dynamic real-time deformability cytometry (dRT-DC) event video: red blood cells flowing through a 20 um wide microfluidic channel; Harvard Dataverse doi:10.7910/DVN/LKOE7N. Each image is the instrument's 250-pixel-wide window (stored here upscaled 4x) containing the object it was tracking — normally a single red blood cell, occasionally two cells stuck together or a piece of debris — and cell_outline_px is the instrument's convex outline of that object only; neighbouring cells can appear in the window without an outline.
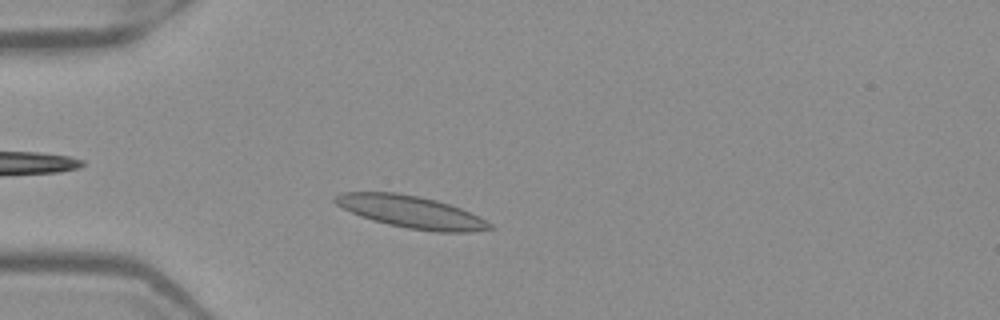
{"species": "Egyptian fruit bat (a non-hibernating species)", "species_latin": "Rousettus aegyptiacus", "temperature_condition": "warm", "stored_images_in_passage": 42, "camera_frame_rate_fps": 3000, "um_per_image_px": 0.085, "frame": {"image": 1, "passage_image": 5, "time_ms": 1.333, "image_size_px": [1000, 320], "cell_outline_px": [[496, 228], [472, 232], [436, 232], [408, 228], [388, 224], [372, 220], [360, 216], [336, 204], [332, 200], [332, 196], [340, 192], [396, 192], [436, 200], [460, 208], [492, 224]], "centroid_in_image_um": [34.91, 18.01], "position_along_channel_um": 50.1, "area_um2": 28.84}}
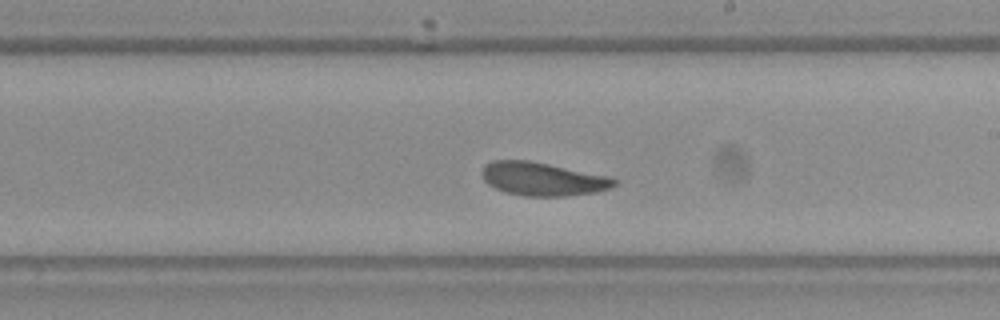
{"frame": {"image": 2, "passage_image": 21, "time_ms": 6.667, "image_size_px": [1000, 320], "cell_outline_px": [[620, 180], [616, 184], [608, 188], [596, 192], [568, 196], [524, 196], [504, 192], [488, 184], [484, 180], [480, 172], [484, 164], [492, 160], [528, 160], [608, 176]], "centroid_in_image_um": [46.09, 15.21], "position_along_channel_um": 242.9, "area_um2": 25.78}}
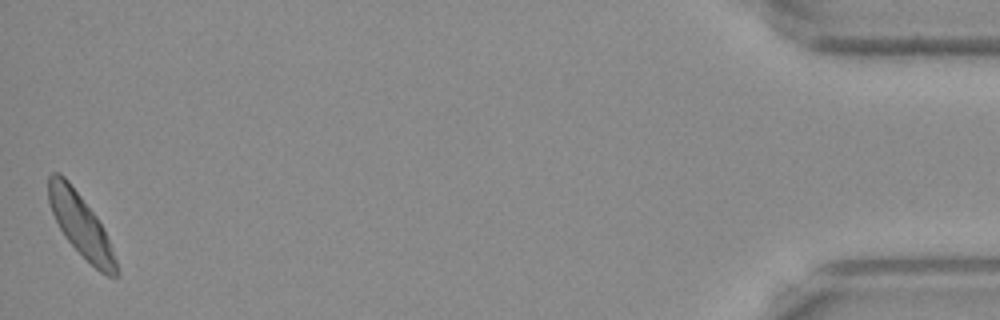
{"frame": {"image": 3, "passage_image": 42, "time_ms": 13.667, "image_size_px": [1000, 320], "cell_outline_px": [[120, 272], [116, 276], [108, 276], [100, 272], [64, 236], [52, 212], [48, 200], [48, 176], [52, 172], [60, 172], [68, 180], [96, 216], [104, 228], [116, 260]], "centroid_in_image_um": [6.86, 19.1], "position_along_channel_um": 428.3, "area_um2": 24.28}, "authors_computed_cell_mechanics": {"area_um2": 25.721, "velocity_mm_per_s": 3.9137, "shape_relaxation_time_tau1_ms": 2.3895, "shape_relaxation_time_tau2_ms": 1.9357, "deformation_change_tau1": 0.0956, "deformation_change_tau2": 0.0787}}